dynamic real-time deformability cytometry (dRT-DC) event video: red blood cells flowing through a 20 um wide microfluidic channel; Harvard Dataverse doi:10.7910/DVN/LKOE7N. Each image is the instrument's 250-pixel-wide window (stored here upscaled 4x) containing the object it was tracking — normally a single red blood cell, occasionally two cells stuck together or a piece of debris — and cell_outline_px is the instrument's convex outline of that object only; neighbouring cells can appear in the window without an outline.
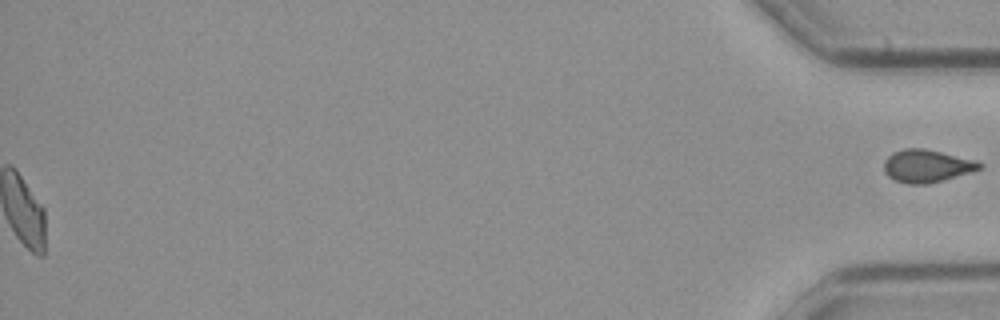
{"species": "common noctule bat (a hibernating species)", "species_latin": "Nyctalus noctula", "temperature_condition": "cold", "stored_images_in_passage": 56, "segment_of_instrument_passage": [2, 2], "camera_frame_rate_fps": 3000, "um_per_image_px": 0.085, "animal": {"sex": "male", "body_mass_g": 23.1, "forearm_length_mm": 52.7}, "frame": {"image": 1, "passage_image": 56, "time_ms": 18.333, "image_size_px": [1000, 320], "cell_outline_px": [[984, 168], [972, 172], [944, 180], [928, 184], [908, 184], [896, 180], [888, 176], [884, 172], [884, 160], [892, 152], [904, 148], [924, 148], [972, 160], [984, 164]], "centroid_in_image_um": [78.76, 14.11], "position_along_channel_um": 356.4, "area_um2": 18.21}}